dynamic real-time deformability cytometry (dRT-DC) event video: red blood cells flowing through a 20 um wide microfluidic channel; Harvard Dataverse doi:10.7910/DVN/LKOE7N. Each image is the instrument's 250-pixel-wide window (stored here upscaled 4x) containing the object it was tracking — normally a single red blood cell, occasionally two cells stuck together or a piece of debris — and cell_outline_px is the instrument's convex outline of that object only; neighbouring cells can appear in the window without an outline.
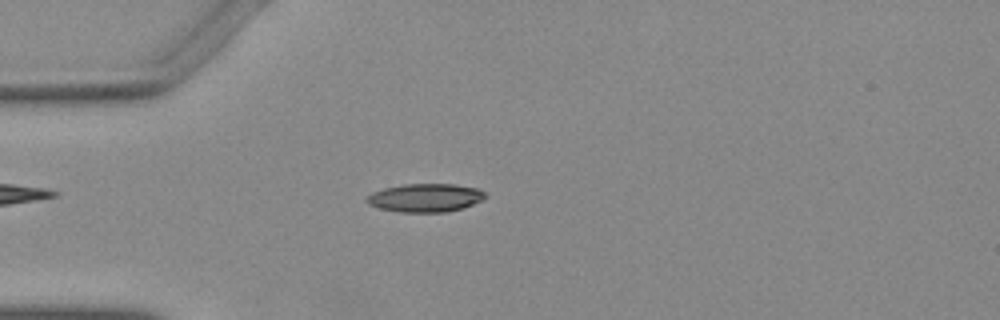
{"species": "Egyptian fruit bat (a non-hibernating species)", "species_latin": "Rousettus aegyptiacus", "temperature_condition": "warm", "stored_images_in_passage": 42, "camera_frame_rate_fps": 3000, "um_per_image_px": 0.085, "animal": {"sex": "female"}, "frame": {"image": 1, "passage_image": 4, "time_ms": 1.0, "image_size_px": [1000, 320], "cell_outline_px": [[488, 196], [464, 208], [444, 212], [400, 212], [380, 208], [368, 204], [364, 200], [372, 192], [384, 188], [404, 184], [452, 184], [480, 188]], "centroid_in_image_um": [36.15, 16.8], "position_along_channel_um": 48.8, "area_um2": 19.59}}
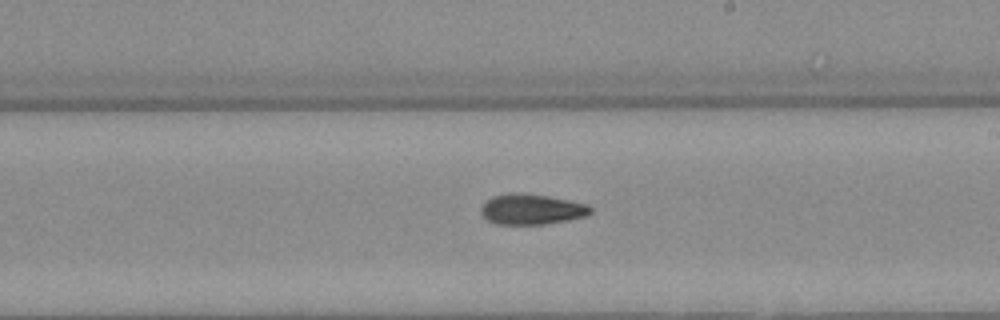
{"frame": {"image": 2, "passage_image": 20, "time_ms": 6.333, "image_size_px": [1000, 320], "cell_outline_px": [[592, 212], [588, 216], [568, 220], [544, 224], [496, 224], [488, 220], [480, 212], [480, 208], [492, 196], [508, 192], [524, 192], [548, 196], [588, 204], [592, 208]], "centroid_in_image_um": [45.2, 17.77], "position_along_channel_um": 243.8, "area_um2": 19.65}}
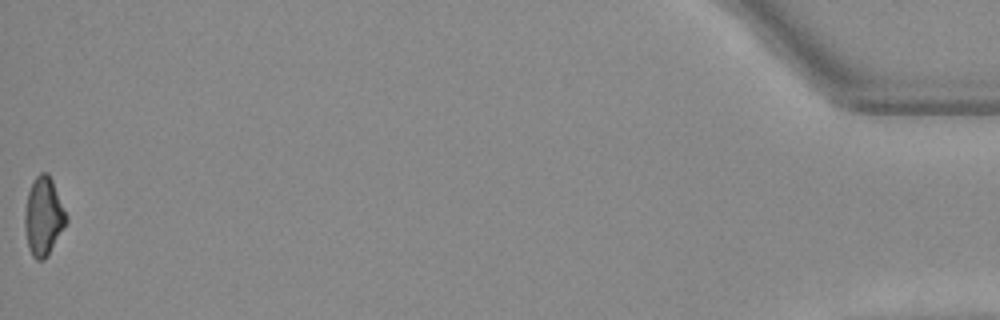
{"frame": {"image": 3, "passage_image": 42, "time_ms": 13.667, "image_size_px": [1000, 320], "cell_outline_px": [[68, 220], [48, 256], [44, 260], [36, 260], [32, 256], [28, 248], [24, 228], [24, 212], [28, 192], [36, 176], [40, 172], [48, 172], [52, 180], [68, 216]], "centroid_in_image_um": [3.69, 18.42], "position_along_channel_um": 431.5, "area_um2": 19.07}}